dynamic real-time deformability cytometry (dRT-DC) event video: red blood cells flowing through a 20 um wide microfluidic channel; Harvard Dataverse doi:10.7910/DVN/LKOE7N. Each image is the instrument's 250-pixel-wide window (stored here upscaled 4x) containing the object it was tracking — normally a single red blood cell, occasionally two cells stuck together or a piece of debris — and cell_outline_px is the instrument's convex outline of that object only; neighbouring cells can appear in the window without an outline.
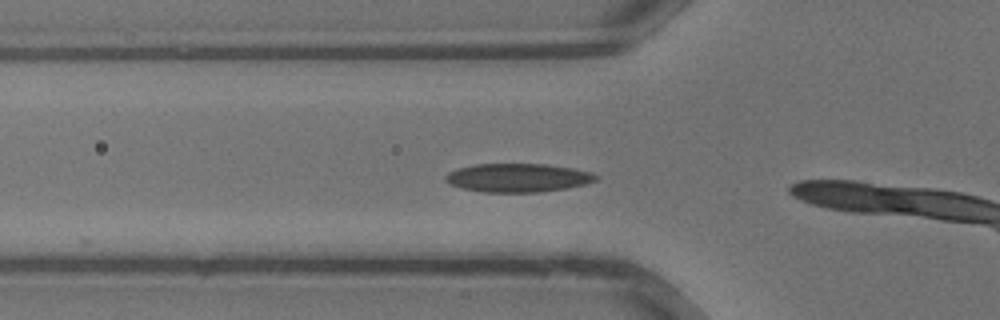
{"species": "common noctule bat (a hibernating species)", "species_latin": "Nyctalus noctula", "temperature_condition": "warm", "stored_images_in_passage": 6, "camera_frame_rate_fps": 3000, "um_per_image_px": 0.085, "animal": {"sex": "male", "body_mass_g": 13.3}, "frame": {"image": 1, "passage_image": 3, "time_ms": 0.667, "image_size_px": [1000, 320], "cell_outline_px": [[600, 176], [596, 180], [584, 184], [564, 188], [540, 192], [484, 192], [460, 188], [448, 184], [444, 180], [444, 176], [448, 172], [456, 168], [476, 164], [544, 164], [572, 168], [592, 172]], "centroid_in_image_um": [43.96, 15.11], "position_along_channel_um": 81.8, "area_um2": 25.14}}
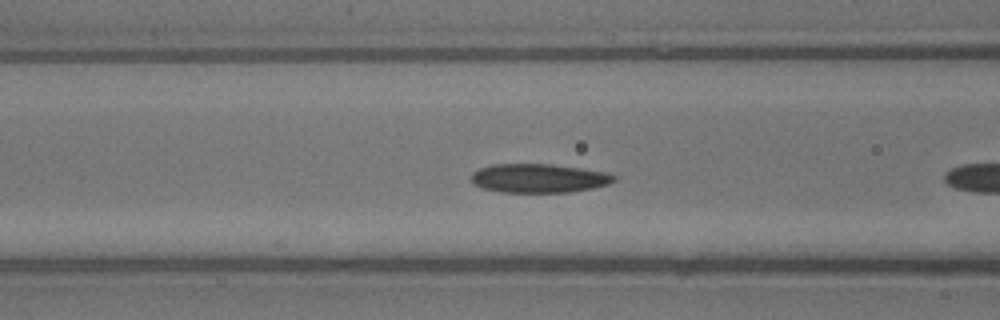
{"frame": {"image": 2, "passage_image": 5, "time_ms": 1.333, "image_size_px": [1000, 320], "cell_outline_px": [[616, 180], [608, 184], [592, 188], [568, 192], [500, 192], [484, 188], [472, 184], [472, 172], [480, 168], [492, 164], [552, 164], [580, 168], [604, 172], [616, 176]], "centroid_in_image_um": [45.77, 15.15], "position_along_channel_um": 120.8, "area_um2": 23.93}}